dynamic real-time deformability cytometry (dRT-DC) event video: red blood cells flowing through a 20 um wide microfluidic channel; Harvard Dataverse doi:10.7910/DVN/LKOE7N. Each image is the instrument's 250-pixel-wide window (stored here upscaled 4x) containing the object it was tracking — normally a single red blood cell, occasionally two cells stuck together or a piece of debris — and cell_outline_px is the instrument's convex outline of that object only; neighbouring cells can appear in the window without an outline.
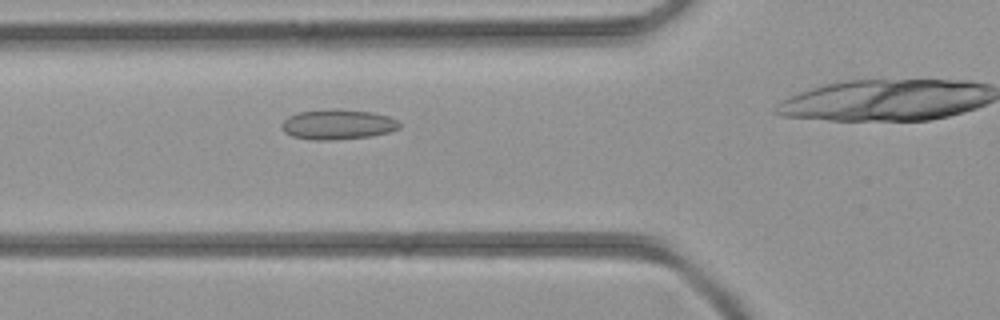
{"species": "common noctule bat (a hibernating species)", "species_latin": "Nyctalus noctula", "temperature_condition": "room temperature", "stored_images_in_passage": 30, "camera_frame_rate_fps": 3000, "um_per_image_px": 0.085, "animal": {"sex": "female", "body_mass_g": 21.9}, "frame": {"image": 1, "passage_image": 10, "time_ms": 3.0, "image_size_px": [1000, 320], "cell_outline_px": [[400, 128], [388, 132], [372, 136], [332, 140], [308, 140], [292, 136], [284, 132], [280, 124], [288, 116], [300, 112], [332, 108], [372, 112], [388, 116], [396, 120], [400, 124]], "centroid_in_image_um": [28.68, 10.58], "position_along_channel_um": 97.1, "area_um2": 20.75}}
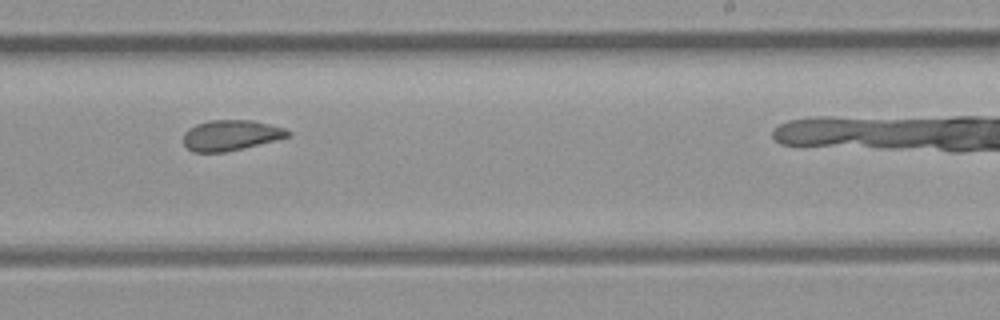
{"frame": {"image": 2, "passage_image": 21, "time_ms": 6.667, "image_size_px": [1000, 320], "cell_outline_px": [[292, 136], [276, 140], [224, 152], [192, 152], [184, 144], [184, 132], [188, 128], [196, 124], [208, 120], [252, 120], [284, 128], [292, 132]], "centroid_in_image_um": [19.62, 11.49], "position_along_channel_um": 269.4, "area_um2": 18.55}}
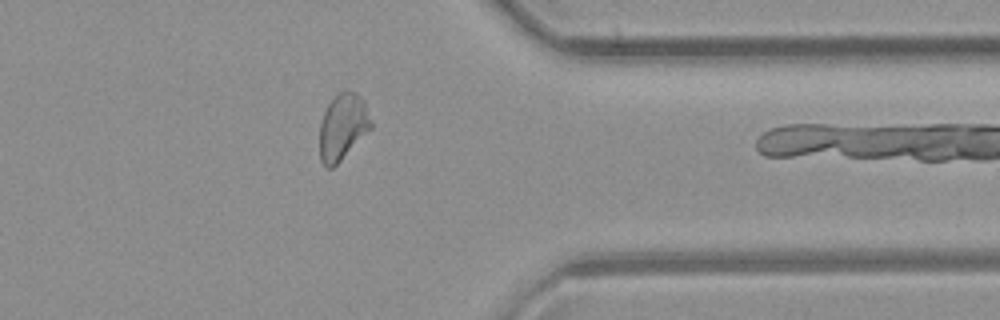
{"frame": {"image": 3, "passage_image": 29, "time_ms": 9.333, "image_size_px": [1000, 320], "cell_outline_px": [[372, 128], [332, 168], [328, 168], [320, 160], [320, 124], [324, 112], [328, 104], [344, 88], [356, 92], [364, 100], [372, 124]], "centroid_in_image_um": [29.14, 10.74], "position_along_channel_um": 382.3, "area_um2": 19.65}}